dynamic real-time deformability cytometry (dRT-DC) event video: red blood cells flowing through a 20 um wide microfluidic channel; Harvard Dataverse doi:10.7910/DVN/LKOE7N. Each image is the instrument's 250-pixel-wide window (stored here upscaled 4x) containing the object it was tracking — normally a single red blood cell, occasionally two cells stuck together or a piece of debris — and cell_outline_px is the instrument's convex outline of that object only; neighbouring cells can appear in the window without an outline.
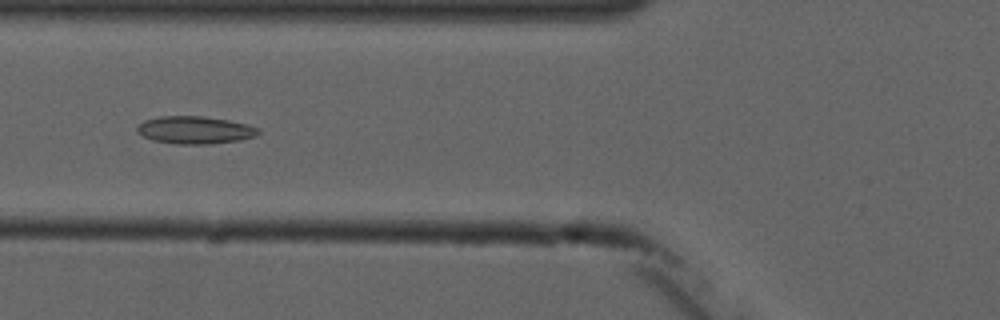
{"species": "common noctule bat (a hibernating species)", "species_latin": "Nyctalus noctula", "temperature_condition": "cold", "stored_images_in_passage": 9, "camera_frame_rate_fps": 3000, "um_per_image_px": 0.085, "animal": {"sex": "male", "forearm_length_mm": 52.5}, "frame": {"image": 1, "passage_image": 4, "time_ms": 3.667, "image_size_px": [1000, 320], "cell_outline_px": [[260, 132], [256, 136], [240, 140], [208, 144], [176, 144], [152, 140], [136, 132], [136, 128], [144, 120], [160, 116], [200, 116], [228, 120], [248, 124], [260, 128]], "centroid_in_image_um": [16.58, 11.05], "position_along_channel_um": 109.2, "area_um2": 19.54}}
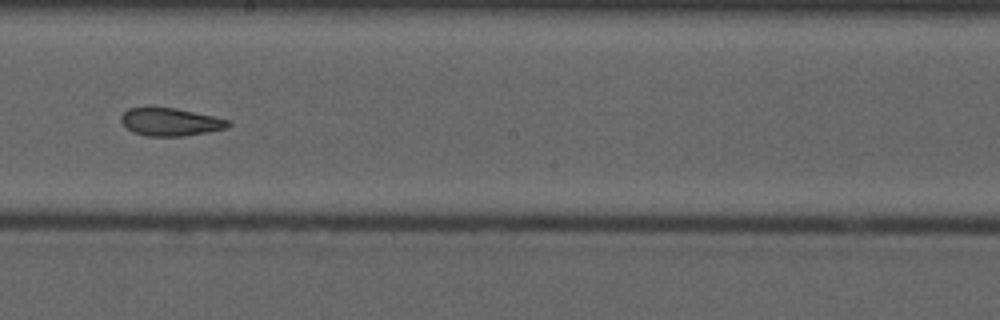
{"frame": {"image": 2, "passage_image": 7, "time_ms": 7.0, "image_size_px": [1000, 320], "cell_outline_px": [[232, 124], [228, 128], [208, 132], [184, 136], [144, 136], [132, 132], [120, 120], [120, 116], [128, 108], [176, 108], [212, 116], [228, 120]], "centroid_in_image_um": [14.49, 10.38], "position_along_channel_um": 233.7, "area_um2": 17.28}}
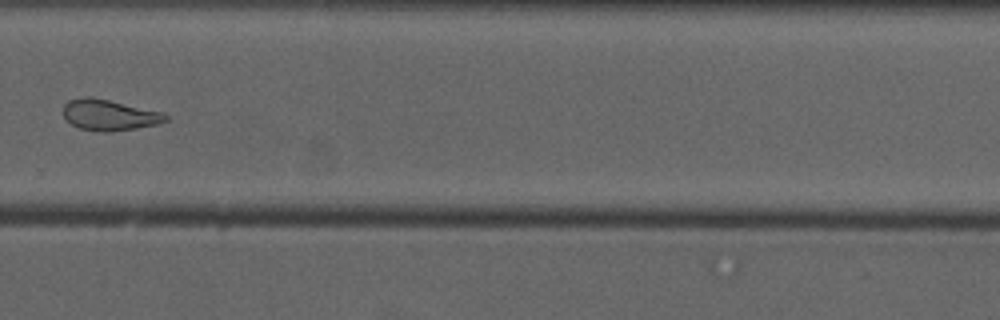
{"frame": {"image": 3, "passage_image": 9, "time_ms": 9.333, "image_size_px": [1000, 320], "cell_outline_px": [[168, 120], [160, 124], [136, 128], [108, 132], [100, 132], [80, 128], [72, 124], [64, 116], [64, 104], [68, 100], [84, 96], [88, 96], [108, 100], [164, 112], [168, 116]], "centroid_in_image_um": [9.32, 9.77], "position_along_channel_um": 320.5, "area_um2": 18.44}}